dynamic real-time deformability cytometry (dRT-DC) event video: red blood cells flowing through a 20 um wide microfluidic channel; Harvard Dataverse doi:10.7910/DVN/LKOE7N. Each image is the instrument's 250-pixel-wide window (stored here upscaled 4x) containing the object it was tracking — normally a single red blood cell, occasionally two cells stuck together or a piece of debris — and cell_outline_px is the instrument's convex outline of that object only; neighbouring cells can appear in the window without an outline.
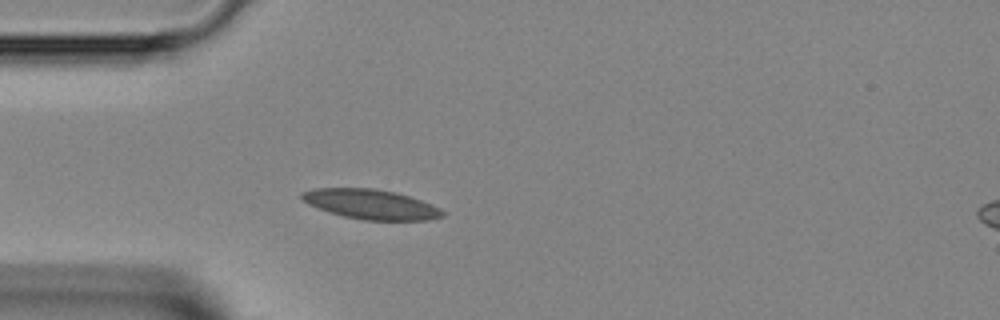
{"species": "Egyptian fruit bat (a non-hibernating species)", "species_latin": "Rousettus aegyptiacus", "temperature_condition": "room temperature", "stored_images_in_passage": 36, "camera_frame_rate_fps": 3000, "um_per_image_px": 0.085, "animal": {"sex": "female"}, "frame": {"image": 1, "passage_image": 5, "time_ms": 1.333, "image_size_px": [1000, 320], "cell_outline_px": [[444, 216], [428, 220], [364, 220], [344, 216], [328, 212], [308, 204], [300, 196], [300, 192], [312, 188], [376, 188], [396, 192], [420, 200], [440, 208], [444, 212]], "centroid_in_image_um": [31.5, 17.35], "position_along_channel_um": 53.5, "area_um2": 24.39}}
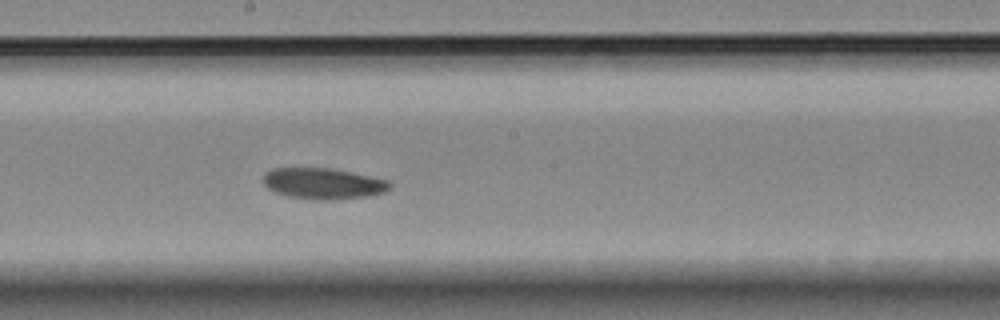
{"frame": {"image": 2, "passage_image": 17, "time_ms": 5.333, "image_size_px": [1000, 320], "cell_outline_px": [[392, 188], [384, 192], [368, 196], [332, 200], [316, 200], [288, 196], [276, 192], [268, 188], [260, 180], [264, 172], [272, 168], [332, 168], [352, 172], [388, 180], [392, 184]], "centroid_in_image_um": [27.45, 15.59], "position_along_channel_um": 220.7, "area_um2": 23.18}}
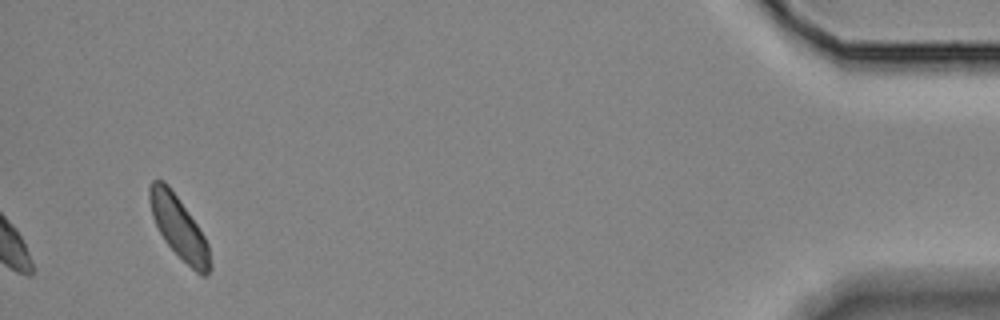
{"frame": {"image": 3, "passage_image": 36, "time_ms": 11.667, "image_size_px": [1000, 320], "cell_outline_px": [[212, 268], [204, 276], [200, 276], [164, 240], [152, 216], [148, 200], [148, 188], [152, 180], [164, 180], [168, 184], [188, 212], [204, 236], [208, 244], [212, 264]], "centroid_in_image_um": [15.19, 19.32], "position_along_channel_um": 420.0, "area_um2": 21.62}}